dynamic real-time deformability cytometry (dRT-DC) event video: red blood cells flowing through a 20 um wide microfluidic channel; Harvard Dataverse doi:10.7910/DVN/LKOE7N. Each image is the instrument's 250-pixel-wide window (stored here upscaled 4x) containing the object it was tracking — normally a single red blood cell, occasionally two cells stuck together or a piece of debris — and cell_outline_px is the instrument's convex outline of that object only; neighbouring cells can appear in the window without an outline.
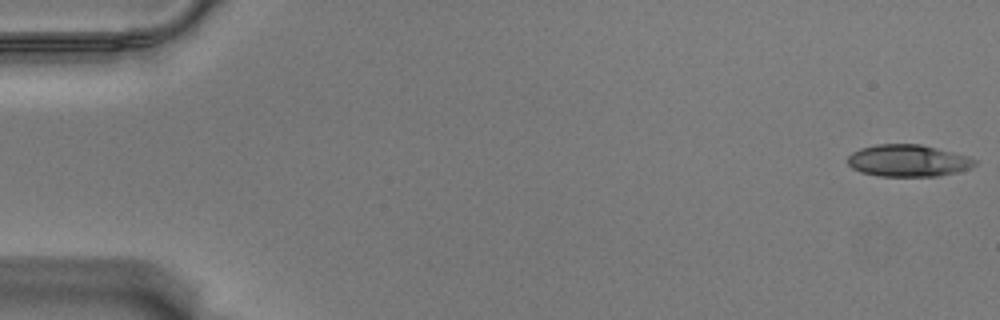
{"species": "Egyptian fruit bat (a non-hibernating species)", "species_latin": "Rousettus aegyptiacus", "temperature_condition": "warm", "stored_images_in_passage": 57, "camera_frame_rate_fps": 3000, "um_per_image_px": 0.085, "animal": {"sex": "male"}, "frame": {"image": 1, "passage_image": 1, "time_ms": 0.0, "image_size_px": [1000, 320], "cell_outline_px": [[976, 164], [968, 168], [956, 172], [940, 176], [880, 176], [860, 172], [852, 168], [848, 164], [848, 156], [852, 152], [860, 148], [876, 144], [920, 144], [968, 156], [976, 160]], "centroid_in_image_um": [77.15, 13.65], "position_along_channel_um": 7.9, "area_um2": 23.58}}
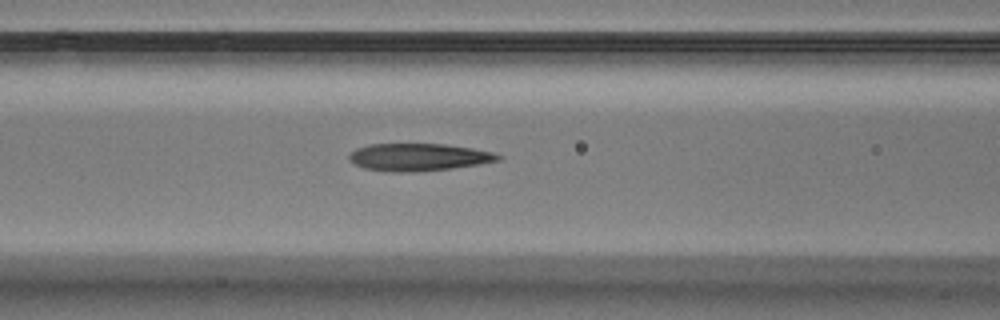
{"frame": {"image": 2, "passage_image": 24, "time_ms": 7.667, "image_size_px": [1000, 320], "cell_outline_px": [[504, 156], [500, 160], [480, 164], [452, 168], [416, 172], [388, 172], [364, 168], [348, 160], [348, 156], [356, 148], [368, 144], [444, 144], [472, 148], [492, 152]], "centroid_in_image_um": [35.58, 13.36], "position_along_channel_um": 131.0, "area_um2": 23.93}}
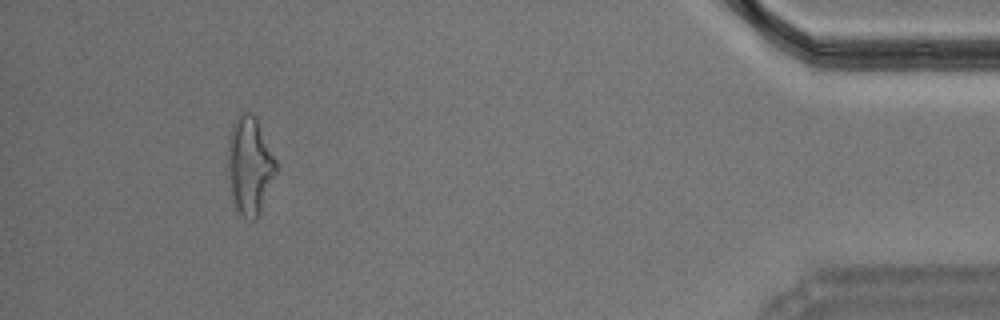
{"frame": {"image": 3, "passage_image": 53, "time_ms": 17.333, "image_size_px": [1000, 320], "cell_outline_px": [[276, 176], [260, 212], [252, 220], [248, 220], [236, 208], [228, 176], [228, 144], [232, 124], [236, 116], [240, 112], [252, 112], [256, 116], [276, 160]], "centroid_in_image_um": [21.24, 14.02], "position_along_channel_um": 414.0, "area_um2": 27.34}, "authors_computed_cell_mechanics": {"area_um2": 24.1026, "velocity_mm_per_s": 3.547, "shape_relaxation_time_tau1_ms": null, "shape_relaxation_time_tau2_ms": 2.788, "deformation_change_tau1": null, "deformation_change_tau2": 0.1424}}